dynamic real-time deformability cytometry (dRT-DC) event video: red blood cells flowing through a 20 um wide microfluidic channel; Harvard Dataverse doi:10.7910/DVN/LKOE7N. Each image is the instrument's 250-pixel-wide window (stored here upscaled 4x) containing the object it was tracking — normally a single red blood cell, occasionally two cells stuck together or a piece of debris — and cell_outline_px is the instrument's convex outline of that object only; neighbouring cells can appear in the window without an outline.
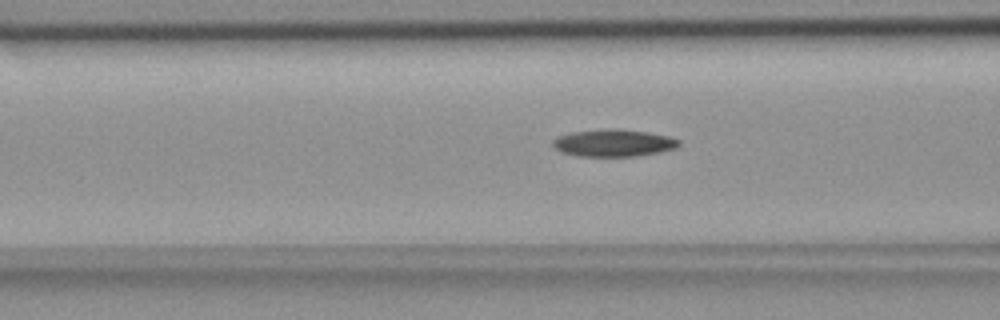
{"species": "common noctule bat (a hibernating species)", "species_latin": "Nyctalus noctula", "temperature_condition": "room temperature", "stored_images_in_passage": 44, "camera_frame_rate_fps": 3000, "um_per_image_px": 0.085, "animal": {"sex": "female", "body_mass_g": 18.4}, "frame": {"image": 1, "passage_image": 15, "time_ms": 4.667, "image_size_px": [1000, 320], "cell_outline_px": [[680, 144], [676, 148], [660, 152], [636, 156], [576, 156], [560, 152], [552, 144], [552, 140], [556, 136], [572, 132], [616, 128], [620, 128], [648, 132], [668, 136], [680, 140]], "centroid_in_image_um": [52.14, 12.15], "position_along_channel_um": 114.5, "area_um2": 20.11}}
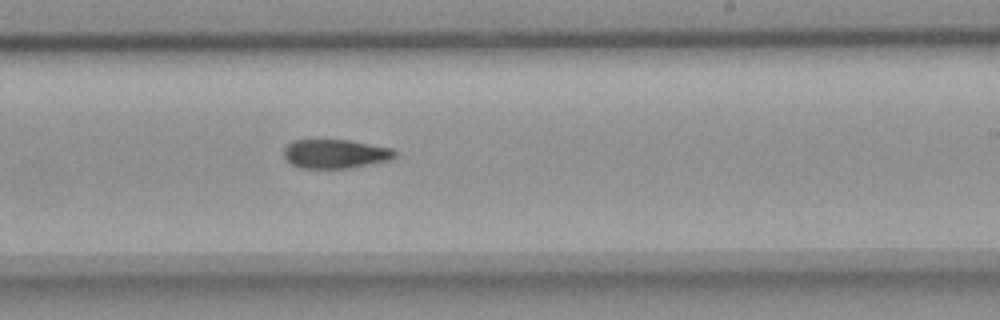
{"frame": {"image": 2, "passage_image": 27, "time_ms": 8.667, "image_size_px": [1000, 320], "cell_outline_px": [[396, 156], [392, 160], [352, 168], [300, 168], [292, 164], [284, 156], [284, 148], [292, 140], [348, 140], [392, 148], [396, 152]], "centroid_in_image_um": [28.53, 13.08], "position_along_channel_um": 260.5, "area_um2": 18.84}}
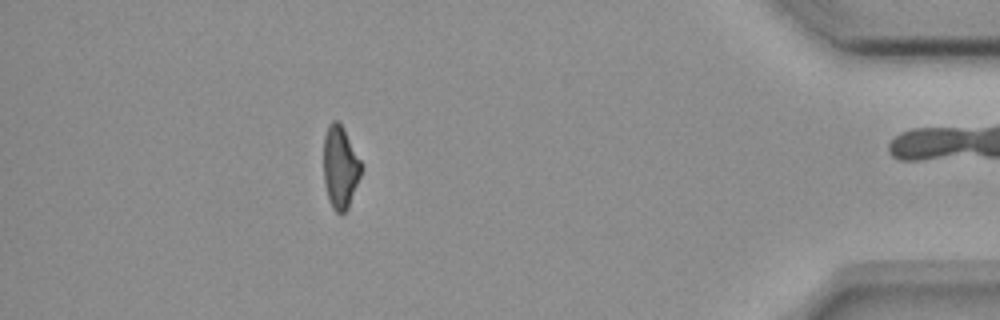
{"frame": {"image": 3, "passage_image": 43, "time_ms": 14.0, "image_size_px": [1000, 320], "cell_outline_px": [[360, 176], [348, 208], [344, 212], [336, 212], [332, 208], [328, 200], [324, 184], [324, 136], [328, 124], [332, 120], [336, 120], [344, 128], [360, 160]], "centroid_in_image_um": [28.89, 14.2], "position_along_channel_um": 406.3, "area_um2": 17.92}}